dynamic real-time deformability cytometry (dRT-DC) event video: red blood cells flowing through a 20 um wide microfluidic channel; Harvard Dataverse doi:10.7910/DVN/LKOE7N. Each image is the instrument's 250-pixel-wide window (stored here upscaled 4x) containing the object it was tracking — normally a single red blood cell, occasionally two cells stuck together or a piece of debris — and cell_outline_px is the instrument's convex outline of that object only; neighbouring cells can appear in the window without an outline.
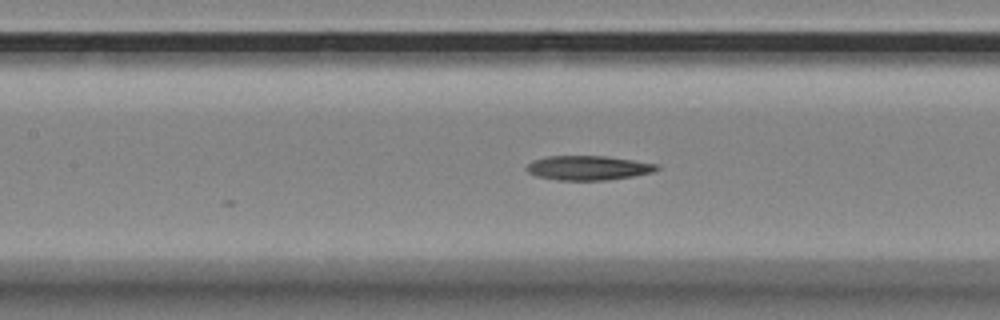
{"species": "Egyptian fruit bat (a non-hibernating species)", "species_latin": "Rousettus aegyptiacus", "temperature_condition": "room temperature", "stored_images_in_passage": 33, "camera_frame_rate_fps": 3000, "um_per_image_px": 0.085, "animal": {"sex": "female"}, "frame": {"image": 1, "passage_image": 25, "time_ms": 8.0, "image_size_px": [1000, 320], "cell_outline_px": [[660, 168], [652, 172], [632, 176], [608, 180], [560, 180], [536, 176], [528, 172], [524, 168], [532, 160], [548, 156], [604, 156], [660, 164]], "centroid_in_image_um": [49.98, 14.27], "position_along_channel_um": 157.4, "area_um2": 18.5}}
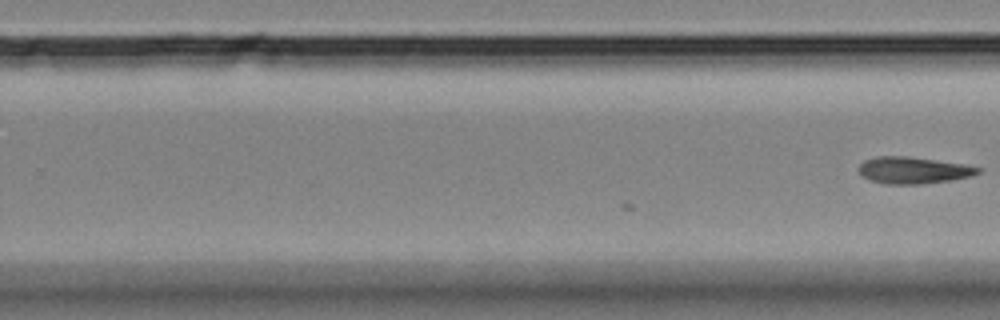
{"frame": {"image": 2, "passage_image": 33, "time_ms": 10.667, "image_size_px": [1000, 320], "cell_outline_px": [[980, 172], [972, 176], [952, 180], [924, 184], [884, 184], [860, 176], [856, 168], [864, 160], [876, 156], [908, 156], [960, 164], [980, 168]], "centroid_in_image_um": [77.55, 14.48], "position_along_channel_um": 252.2, "area_um2": 18.61}}